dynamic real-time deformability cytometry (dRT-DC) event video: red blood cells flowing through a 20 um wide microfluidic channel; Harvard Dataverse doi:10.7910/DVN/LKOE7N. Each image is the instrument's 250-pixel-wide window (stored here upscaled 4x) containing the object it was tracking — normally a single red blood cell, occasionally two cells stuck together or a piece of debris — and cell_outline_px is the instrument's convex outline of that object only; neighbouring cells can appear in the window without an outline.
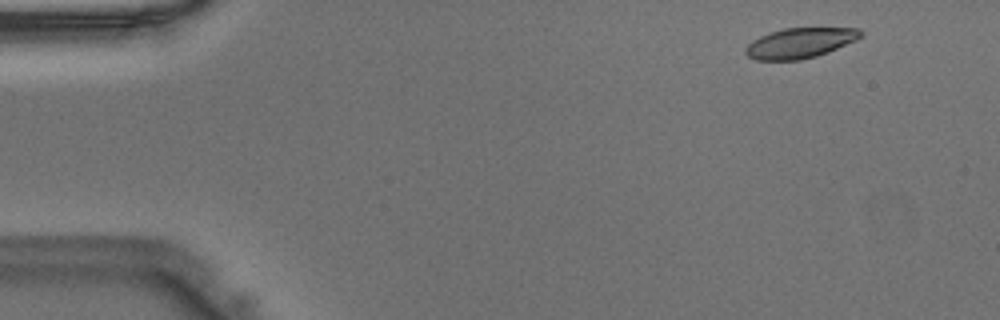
{"species": "Egyptian fruit bat (a non-hibernating species)", "species_latin": "Rousettus aegyptiacus", "temperature_condition": "warm", "stored_images_in_passage": 45, "camera_frame_rate_fps": 3000, "um_per_image_px": 0.085, "animal": {"sex": "male"}, "frame": {"image": 1, "passage_image": 3, "time_ms": 0.667, "image_size_px": [1000, 320], "cell_outline_px": [[864, 32], [856, 40], [828, 52], [816, 56], [800, 60], [756, 60], [748, 56], [744, 52], [744, 48], [752, 40], [760, 36], [784, 28], [860, 28]], "centroid_in_image_um": [67.98, 3.66], "position_along_channel_um": 17.0, "area_um2": 20.23}}
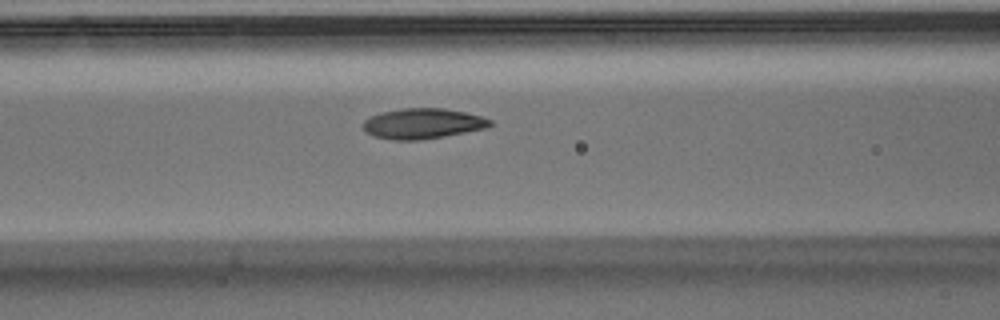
{"frame": {"image": 2, "passage_image": 18, "time_ms": 5.667, "image_size_px": [1000, 320], "cell_outline_px": [[492, 124], [484, 128], [464, 132], [416, 140], [396, 140], [372, 136], [364, 132], [360, 124], [368, 116], [400, 108], [444, 108], [464, 112], [480, 116], [492, 120]], "centroid_in_image_um": [35.83, 10.49], "position_along_channel_um": 130.8, "area_um2": 22.37}}
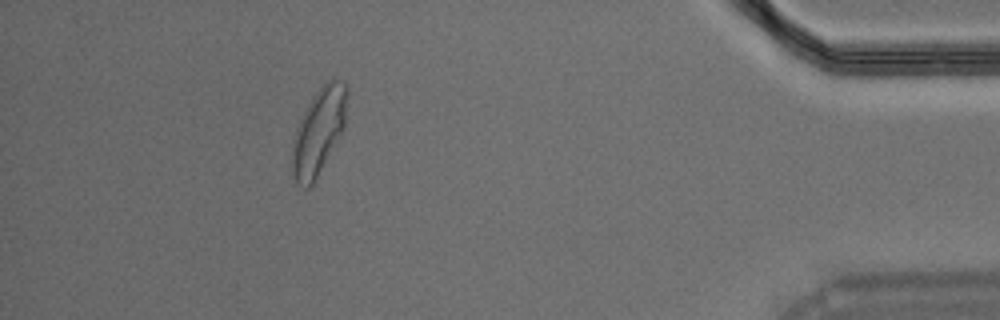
{"frame": {"image": 3, "passage_image": 41, "time_ms": 13.333, "image_size_px": [1000, 320], "cell_outline_px": [[348, 96], [344, 128], [312, 184], [308, 188], [304, 188], [296, 184], [292, 172], [292, 148], [296, 128], [312, 96], [332, 76], [348, 84]], "centroid_in_image_um": [27.1, 11.11], "position_along_channel_um": 408.1, "area_um2": 27.4}}